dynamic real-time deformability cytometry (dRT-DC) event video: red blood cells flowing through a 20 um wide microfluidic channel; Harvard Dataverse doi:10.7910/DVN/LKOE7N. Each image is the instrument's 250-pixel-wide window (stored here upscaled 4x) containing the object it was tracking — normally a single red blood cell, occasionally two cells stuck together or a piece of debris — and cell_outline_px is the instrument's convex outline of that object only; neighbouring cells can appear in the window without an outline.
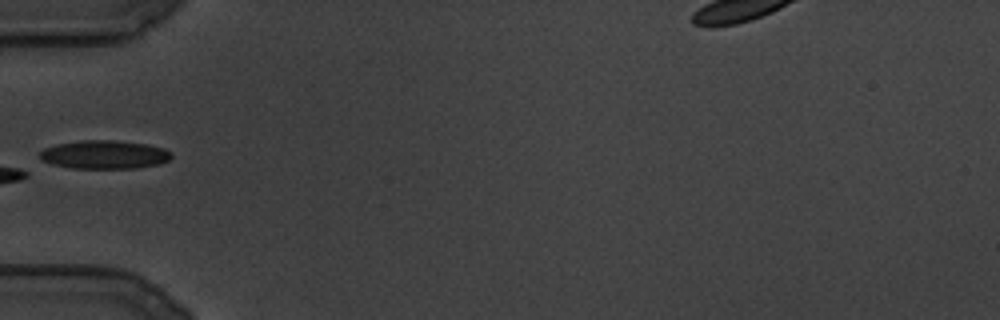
{"species": "common noctule bat (a hibernating species)", "species_latin": "Nyctalus noctula", "temperature_condition": "cold", "stored_images_in_passage": 10, "camera_frame_rate_fps": 3000, "um_per_image_px": 0.085, "animal": {"sex": "male", "body_mass_g": 19.5, "forearm_length_mm": 54.6}, "frame": {"image": 1, "passage_image": 1, "time_ms": 0.0, "image_size_px": [1000, 320], "cell_outline_px": [[172, 156], [168, 160], [160, 164], [136, 168], [72, 168], [52, 164], [40, 160], [40, 152], [44, 148], [56, 144], [80, 140], [112, 140], [148, 144], [164, 148], [172, 152]], "centroid_in_image_um": [8.88, 13.14], "position_along_channel_um": 76.1, "area_um2": 21.96}}